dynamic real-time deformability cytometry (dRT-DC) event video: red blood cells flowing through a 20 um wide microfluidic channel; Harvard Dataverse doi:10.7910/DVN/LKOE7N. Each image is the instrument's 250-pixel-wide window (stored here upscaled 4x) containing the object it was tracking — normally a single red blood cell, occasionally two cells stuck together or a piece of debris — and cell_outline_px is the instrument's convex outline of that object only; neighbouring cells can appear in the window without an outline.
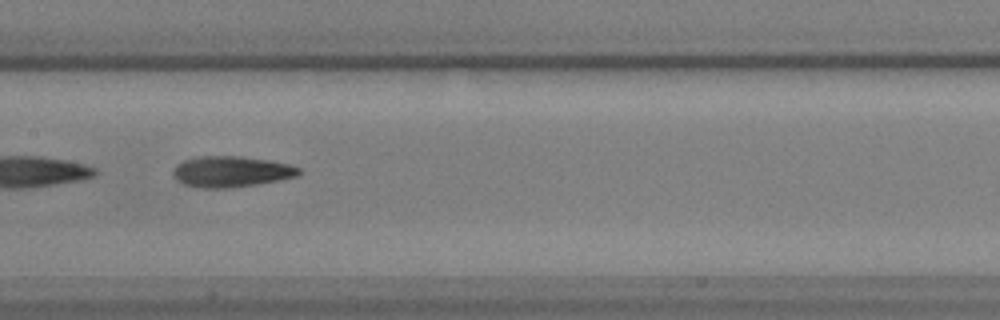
{"species": "common noctule bat (a hibernating species)", "species_latin": "Nyctalus noctula", "temperature_condition": "warm", "stored_images_in_passage": 25, "camera_frame_rate_fps": 3000, "um_per_image_px": 0.085, "animal": {"sex": "male", "body_mass_g": 17.9, "forearm_length_mm": 54.2}, "frame": {"image": 1, "passage_image": 11, "time_ms": 3.333, "image_size_px": [1000, 320], "cell_outline_px": [[300, 172], [296, 176], [280, 180], [256, 184], [228, 188], [204, 188], [184, 184], [176, 180], [172, 176], [172, 172], [176, 164], [184, 160], [200, 156], [240, 156], [268, 160], [288, 164], [300, 168]], "centroid_in_image_um": [19.61, 14.58], "position_along_channel_um": 187.8, "area_um2": 22.6}}
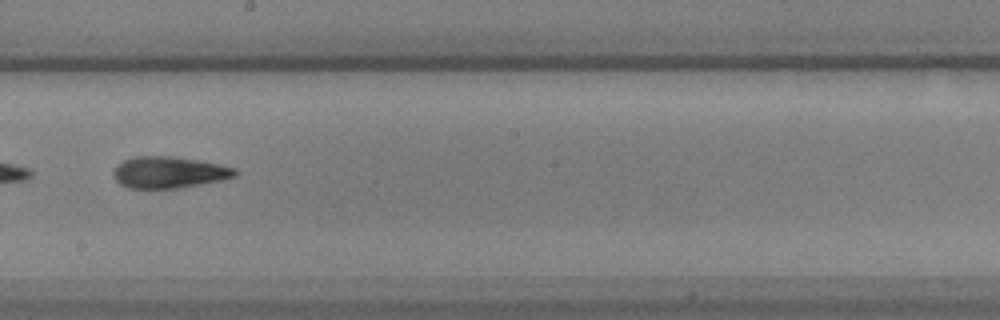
{"frame": {"image": 2, "passage_image": 15, "time_ms": 4.667, "image_size_px": [1000, 320], "cell_outline_px": [[236, 176], [224, 180], [180, 188], [128, 188], [120, 184], [116, 180], [112, 172], [116, 164], [132, 156], [172, 156], [220, 164], [236, 168]], "centroid_in_image_um": [14.35, 14.65], "position_along_channel_um": 233.8, "area_um2": 22.54}}
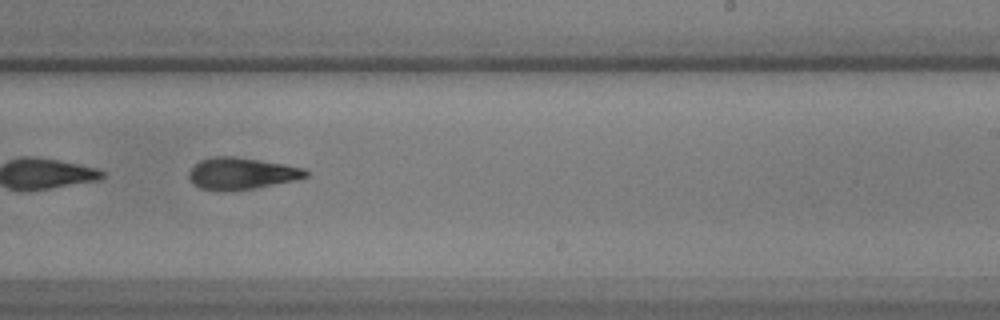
{"frame": {"image": 3, "passage_image": 18, "time_ms": 5.667, "image_size_px": [1000, 320], "cell_outline_px": [[308, 176], [296, 180], [252, 188], [220, 192], [200, 188], [192, 184], [188, 176], [188, 172], [200, 160], [212, 156], [232, 156], [284, 164], [304, 168], [308, 172]], "centroid_in_image_um": [20.48, 14.75], "position_along_channel_um": 268.5, "area_um2": 21.62}}